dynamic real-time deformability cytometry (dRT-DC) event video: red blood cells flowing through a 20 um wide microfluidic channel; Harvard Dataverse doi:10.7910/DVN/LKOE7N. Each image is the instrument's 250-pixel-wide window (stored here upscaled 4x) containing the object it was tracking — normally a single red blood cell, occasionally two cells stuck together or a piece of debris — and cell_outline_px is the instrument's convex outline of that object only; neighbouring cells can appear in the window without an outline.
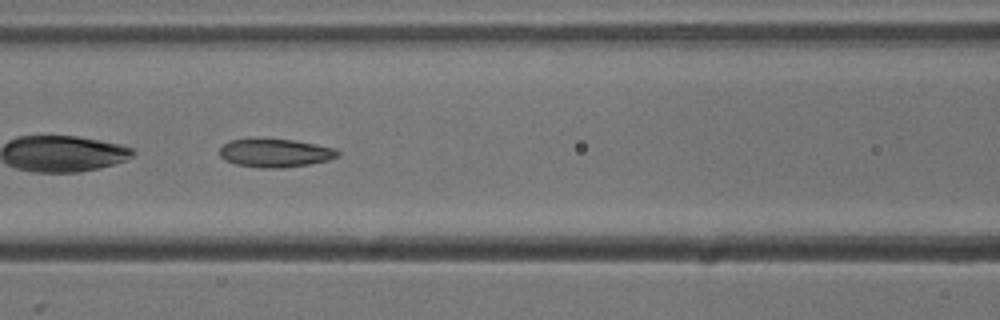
{"species": "common noctule bat (a hibernating species)", "species_latin": "Nyctalus noctula", "temperature_condition": "cold", "stored_images_in_passage": 36, "camera_frame_rate_fps": 3000, "um_per_image_px": 0.085, "animal": {"sex": "male", "body_mass_g": 13.3}, "frame": {"image": 1, "passage_image": 11, "time_ms": 3.333, "image_size_px": [1000, 320], "cell_outline_px": [[340, 156], [328, 160], [308, 164], [280, 168], [256, 168], [236, 164], [224, 160], [220, 156], [220, 148], [224, 144], [232, 140], [296, 140], [336, 148], [340, 152]], "centroid_in_image_um": [23.43, 13.02], "position_along_channel_um": 143.2, "area_um2": 19.31}}
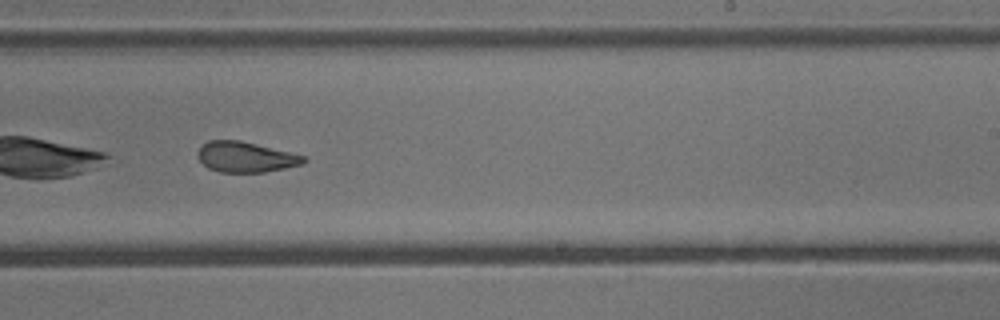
{"frame": {"image": 2, "passage_image": 21, "time_ms": 6.667, "image_size_px": [1000, 320], "cell_outline_px": [[308, 160], [304, 164], [264, 172], [220, 172], [208, 168], [196, 156], [196, 152], [208, 140], [240, 140], [304, 156]], "centroid_in_image_um": [20.86, 13.35], "position_along_channel_um": 268.1, "area_um2": 18.67}, "authors_computed_cell_mechanics": {"area_um2": 19.2185, "velocity_mm_per_s": 3.7592, "shape_relaxation_time_tau1_ms": null, "shape_relaxation_time_tau2_ms": 1.5898, "deformation_change_tau1": null, "deformation_change_tau2": 0.0803}}